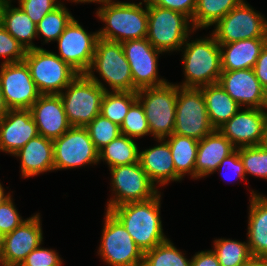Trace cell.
<instances>
[{
    "mask_svg": "<svg viewBox=\"0 0 267 266\" xmlns=\"http://www.w3.org/2000/svg\"><path fill=\"white\" fill-rule=\"evenodd\" d=\"M160 197L161 193H158L149 200L119 205L110 210L143 253L168 239L162 228Z\"/></svg>",
    "mask_w": 267,
    "mask_h": 266,
    "instance_id": "1",
    "label": "cell"
},
{
    "mask_svg": "<svg viewBox=\"0 0 267 266\" xmlns=\"http://www.w3.org/2000/svg\"><path fill=\"white\" fill-rule=\"evenodd\" d=\"M143 1L144 9L142 2L136 4L114 0L100 6L96 15L106 26L98 31L99 38L118 43L147 38L148 5Z\"/></svg>",
    "mask_w": 267,
    "mask_h": 266,
    "instance_id": "2",
    "label": "cell"
},
{
    "mask_svg": "<svg viewBox=\"0 0 267 266\" xmlns=\"http://www.w3.org/2000/svg\"><path fill=\"white\" fill-rule=\"evenodd\" d=\"M59 95L68 122L74 127H86L100 114L101 102L109 91L95 75L79 74Z\"/></svg>",
    "mask_w": 267,
    "mask_h": 266,
    "instance_id": "3",
    "label": "cell"
},
{
    "mask_svg": "<svg viewBox=\"0 0 267 266\" xmlns=\"http://www.w3.org/2000/svg\"><path fill=\"white\" fill-rule=\"evenodd\" d=\"M183 47L185 81L182 87L200 88L218 83L222 73L220 45L214 36L189 42Z\"/></svg>",
    "mask_w": 267,
    "mask_h": 266,
    "instance_id": "4",
    "label": "cell"
},
{
    "mask_svg": "<svg viewBox=\"0 0 267 266\" xmlns=\"http://www.w3.org/2000/svg\"><path fill=\"white\" fill-rule=\"evenodd\" d=\"M23 61L41 95H59L79 75L56 53L41 47L27 50Z\"/></svg>",
    "mask_w": 267,
    "mask_h": 266,
    "instance_id": "5",
    "label": "cell"
},
{
    "mask_svg": "<svg viewBox=\"0 0 267 266\" xmlns=\"http://www.w3.org/2000/svg\"><path fill=\"white\" fill-rule=\"evenodd\" d=\"M178 84L169 82L136 92L143 105L150 134L156 139H165L173 134L175 126Z\"/></svg>",
    "mask_w": 267,
    "mask_h": 266,
    "instance_id": "6",
    "label": "cell"
},
{
    "mask_svg": "<svg viewBox=\"0 0 267 266\" xmlns=\"http://www.w3.org/2000/svg\"><path fill=\"white\" fill-rule=\"evenodd\" d=\"M190 22L191 19L181 12L148 5L147 40L161 52L183 51L180 48L195 30L189 26Z\"/></svg>",
    "mask_w": 267,
    "mask_h": 266,
    "instance_id": "7",
    "label": "cell"
},
{
    "mask_svg": "<svg viewBox=\"0 0 267 266\" xmlns=\"http://www.w3.org/2000/svg\"><path fill=\"white\" fill-rule=\"evenodd\" d=\"M214 130L202 89L178 86L173 133L199 141Z\"/></svg>",
    "mask_w": 267,
    "mask_h": 266,
    "instance_id": "8",
    "label": "cell"
},
{
    "mask_svg": "<svg viewBox=\"0 0 267 266\" xmlns=\"http://www.w3.org/2000/svg\"><path fill=\"white\" fill-rule=\"evenodd\" d=\"M98 254L110 266H142L143 251L123 224L106 210Z\"/></svg>",
    "mask_w": 267,
    "mask_h": 266,
    "instance_id": "9",
    "label": "cell"
},
{
    "mask_svg": "<svg viewBox=\"0 0 267 266\" xmlns=\"http://www.w3.org/2000/svg\"><path fill=\"white\" fill-rule=\"evenodd\" d=\"M95 70L112 91H133L130 65L121 43L98 38L92 63L85 74L94 75Z\"/></svg>",
    "mask_w": 267,
    "mask_h": 266,
    "instance_id": "10",
    "label": "cell"
},
{
    "mask_svg": "<svg viewBox=\"0 0 267 266\" xmlns=\"http://www.w3.org/2000/svg\"><path fill=\"white\" fill-rule=\"evenodd\" d=\"M109 169L115 196L108 201L107 211L119 205L149 200L159 193L139 162Z\"/></svg>",
    "mask_w": 267,
    "mask_h": 266,
    "instance_id": "11",
    "label": "cell"
},
{
    "mask_svg": "<svg viewBox=\"0 0 267 266\" xmlns=\"http://www.w3.org/2000/svg\"><path fill=\"white\" fill-rule=\"evenodd\" d=\"M245 1L215 23L212 34L219 44L267 38V20Z\"/></svg>",
    "mask_w": 267,
    "mask_h": 266,
    "instance_id": "12",
    "label": "cell"
},
{
    "mask_svg": "<svg viewBox=\"0 0 267 266\" xmlns=\"http://www.w3.org/2000/svg\"><path fill=\"white\" fill-rule=\"evenodd\" d=\"M55 170L81 167L99 162V151L85 127L72 126L53 140Z\"/></svg>",
    "mask_w": 267,
    "mask_h": 266,
    "instance_id": "13",
    "label": "cell"
},
{
    "mask_svg": "<svg viewBox=\"0 0 267 266\" xmlns=\"http://www.w3.org/2000/svg\"><path fill=\"white\" fill-rule=\"evenodd\" d=\"M125 57L130 65L133 78V92L167 83L158 78V56L162 52L144 39L128 40L121 43Z\"/></svg>",
    "mask_w": 267,
    "mask_h": 266,
    "instance_id": "14",
    "label": "cell"
},
{
    "mask_svg": "<svg viewBox=\"0 0 267 266\" xmlns=\"http://www.w3.org/2000/svg\"><path fill=\"white\" fill-rule=\"evenodd\" d=\"M0 84L8 109H30L41 95L24 61L1 64Z\"/></svg>",
    "mask_w": 267,
    "mask_h": 266,
    "instance_id": "15",
    "label": "cell"
},
{
    "mask_svg": "<svg viewBox=\"0 0 267 266\" xmlns=\"http://www.w3.org/2000/svg\"><path fill=\"white\" fill-rule=\"evenodd\" d=\"M98 32L89 34L75 18L56 40L58 56L79 74H85L94 57Z\"/></svg>",
    "mask_w": 267,
    "mask_h": 266,
    "instance_id": "16",
    "label": "cell"
},
{
    "mask_svg": "<svg viewBox=\"0 0 267 266\" xmlns=\"http://www.w3.org/2000/svg\"><path fill=\"white\" fill-rule=\"evenodd\" d=\"M40 214L27 218L20 226L3 237L0 247L1 266H19L27 255L42 244Z\"/></svg>",
    "mask_w": 267,
    "mask_h": 266,
    "instance_id": "17",
    "label": "cell"
},
{
    "mask_svg": "<svg viewBox=\"0 0 267 266\" xmlns=\"http://www.w3.org/2000/svg\"><path fill=\"white\" fill-rule=\"evenodd\" d=\"M218 83L241 107L267 109V91L253 69L222 70Z\"/></svg>",
    "mask_w": 267,
    "mask_h": 266,
    "instance_id": "18",
    "label": "cell"
},
{
    "mask_svg": "<svg viewBox=\"0 0 267 266\" xmlns=\"http://www.w3.org/2000/svg\"><path fill=\"white\" fill-rule=\"evenodd\" d=\"M267 109L248 108L239 110L218 130L236 147H250L261 144Z\"/></svg>",
    "mask_w": 267,
    "mask_h": 266,
    "instance_id": "19",
    "label": "cell"
},
{
    "mask_svg": "<svg viewBox=\"0 0 267 266\" xmlns=\"http://www.w3.org/2000/svg\"><path fill=\"white\" fill-rule=\"evenodd\" d=\"M38 134L30 109H8L0 120V150L15 154Z\"/></svg>",
    "mask_w": 267,
    "mask_h": 266,
    "instance_id": "20",
    "label": "cell"
},
{
    "mask_svg": "<svg viewBox=\"0 0 267 266\" xmlns=\"http://www.w3.org/2000/svg\"><path fill=\"white\" fill-rule=\"evenodd\" d=\"M30 111L37 126L38 134L54 140L72 126L68 122L60 95H40Z\"/></svg>",
    "mask_w": 267,
    "mask_h": 266,
    "instance_id": "21",
    "label": "cell"
},
{
    "mask_svg": "<svg viewBox=\"0 0 267 266\" xmlns=\"http://www.w3.org/2000/svg\"><path fill=\"white\" fill-rule=\"evenodd\" d=\"M237 148L218 130L199 140L195 162V178H201L216 172L225 157Z\"/></svg>",
    "mask_w": 267,
    "mask_h": 266,
    "instance_id": "22",
    "label": "cell"
},
{
    "mask_svg": "<svg viewBox=\"0 0 267 266\" xmlns=\"http://www.w3.org/2000/svg\"><path fill=\"white\" fill-rule=\"evenodd\" d=\"M13 156H18L21 160L22 178L55 170L53 140L41 135L29 140Z\"/></svg>",
    "mask_w": 267,
    "mask_h": 266,
    "instance_id": "23",
    "label": "cell"
},
{
    "mask_svg": "<svg viewBox=\"0 0 267 266\" xmlns=\"http://www.w3.org/2000/svg\"><path fill=\"white\" fill-rule=\"evenodd\" d=\"M160 145L139 151V163L149 179L160 187L175 181V167L171 149L165 139H157Z\"/></svg>",
    "mask_w": 267,
    "mask_h": 266,
    "instance_id": "24",
    "label": "cell"
},
{
    "mask_svg": "<svg viewBox=\"0 0 267 266\" xmlns=\"http://www.w3.org/2000/svg\"><path fill=\"white\" fill-rule=\"evenodd\" d=\"M267 38H254L219 44L222 70L253 69Z\"/></svg>",
    "mask_w": 267,
    "mask_h": 266,
    "instance_id": "25",
    "label": "cell"
},
{
    "mask_svg": "<svg viewBox=\"0 0 267 266\" xmlns=\"http://www.w3.org/2000/svg\"><path fill=\"white\" fill-rule=\"evenodd\" d=\"M248 240L252 257L267 258V197L251 192Z\"/></svg>",
    "mask_w": 267,
    "mask_h": 266,
    "instance_id": "26",
    "label": "cell"
},
{
    "mask_svg": "<svg viewBox=\"0 0 267 266\" xmlns=\"http://www.w3.org/2000/svg\"><path fill=\"white\" fill-rule=\"evenodd\" d=\"M202 89L209 120L214 129L229 121L241 106L222 88L219 83L200 87Z\"/></svg>",
    "mask_w": 267,
    "mask_h": 266,
    "instance_id": "27",
    "label": "cell"
},
{
    "mask_svg": "<svg viewBox=\"0 0 267 266\" xmlns=\"http://www.w3.org/2000/svg\"><path fill=\"white\" fill-rule=\"evenodd\" d=\"M0 23L26 50L40 48L32 43L37 37L36 24L20 6L11 7V0H6L2 7Z\"/></svg>",
    "mask_w": 267,
    "mask_h": 266,
    "instance_id": "28",
    "label": "cell"
},
{
    "mask_svg": "<svg viewBox=\"0 0 267 266\" xmlns=\"http://www.w3.org/2000/svg\"><path fill=\"white\" fill-rule=\"evenodd\" d=\"M166 138H168L166 140L171 149L175 167V181L183 179L186 173L195 178V162L199 141L174 133Z\"/></svg>",
    "mask_w": 267,
    "mask_h": 266,
    "instance_id": "29",
    "label": "cell"
},
{
    "mask_svg": "<svg viewBox=\"0 0 267 266\" xmlns=\"http://www.w3.org/2000/svg\"><path fill=\"white\" fill-rule=\"evenodd\" d=\"M139 151L132 138L121 134L99 150V161H105L109 168L137 163Z\"/></svg>",
    "mask_w": 267,
    "mask_h": 266,
    "instance_id": "30",
    "label": "cell"
},
{
    "mask_svg": "<svg viewBox=\"0 0 267 266\" xmlns=\"http://www.w3.org/2000/svg\"><path fill=\"white\" fill-rule=\"evenodd\" d=\"M244 0H197L196 9L190 25L193 28H208L222 19Z\"/></svg>",
    "mask_w": 267,
    "mask_h": 266,
    "instance_id": "31",
    "label": "cell"
},
{
    "mask_svg": "<svg viewBox=\"0 0 267 266\" xmlns=\"http://www.w3.org/2000/svg\"><path fill=\"white\" fill-rule=\"evenodd\" d=\"M136 100L137 94L133 91H106L101 102L100 114L121 126L129 108Z\"/></svg>",
    "mask_w": 267,
    "mask_h": 266,
    "instance_id": "32",
    "label": "cell"
},
{
    "mask_svg": "<svg viewBox=\"0 0 267 266\" xmlns=\"http://www.w3.org/2000/svg\"><path fill=\"white\" fill-rule=\"evenodd\" d=\"M220 266H242L251 258L249 244L230 239H215L214 250Z\"/></svg>",
    "mask_w": 267,
    "mask_h": 266,
    "instance_id": "33",
    "label": "cell"
},
{
    "mask_svg": "<svg viewBox=\"0 0 267 266\" xmlns=\"http://www.w3.org/2000/svg\"><path fill=\"white\" fill-rule=\"evenodd\" d=\"M191 261L167 239L144 252L142 266H191Z\"/></svg>",
    "mask_w": 267,
    "mask_h": 266,
    "instance_id": "34",
    "label": "cell"
},
{
    "mask_svg": "<svg viewBox=\"0 0 267 266\" xmlns=\"http://www.w3.org/2000/svg\"><path fill=\"white\" fill-rule=\"evenodd\" d=\"M62 3L53 11L47 13L39 23L36 24L37 36L42 35L46 43L56 41L64 32V29L74 19L71 13Z\"/></svg>",
    "mask_w": 267,
    "mask_h": 266,
    "instance_id": "35",
    "label": "cell"
},
{
    "mask_svg": "<svg viewBox=\"0 0 267 266\" xmlns=\"http://www.w3.org/2000/svg\"><path fill=\"white\" fill-rule=\"evenodd\" d=\"M85 128L98 151L121 135L120 126L101 114L96 116Z\"/></svg>",
    "mask_w": 267,
    "mask_h": 266,
    "instance_id": "36",
    "label": "cell"
},
{
    "mask_svg": "<svg viewBox=\"0 0 267 266\" xmlns=\"http://www.w3.org/2000/svg\"><path fill=\"white\" fill-rule=\"evenodd\" d=\"M120 129L122 135L130 138H138L150 134L143 105L138 99L129 108Z\"/></svg>",
    "mask_w": 267,
    "mask_h": 266,
    "instance_id": "37",
    "label": "cell"
},
{
    "mask_svg": "<svg viewBox=\"0 0 267 266\" xmlns=\"http://www.w3.org/2000/svg\"><path fill=\"white\" fill-rule=\"evenodd\" d=\"M239 156L246 174L267 179V150L261 145L240 147Z\"/></svg>",
    "mask_w": 267,
    "mask_h": 266,
    "instance_id": "38",
    "label": "cell"
},
{
    "mask_svg": "<svg viewBox=\"0 0 267 266\" xmlns=\"http://www.w3.org/2000/svg\"><path fill=\"white\" fill-rule=\"evenodd\" d=\"M27 50L0 23V56L3 64L18 63L24 60Z\"/></svg>",
    "mask_w": 267,
    "mask_h": 266,
    "instance_id": "39",
    "label": "cell"
},
{
    "mask_svg": "<svg viewBox=\"0 0 267 266\" xmlns=\"http://www.w3.org/2000/svg\"><path fill=\"white\" fill-rule=\"evenodd\" d=\"M24 221L25 219L23 220L19 215L10 193L7 194L0 201V231L3 235L10 233Z\"/></svg>",
    "mask_w": 267,
    "mask_h": 266,
    "instance_id": "40",
    "label": "cell"
},
{
    "mask_svg": "<svg viewBox=\"0 0 267 266\" xmlns=\"http://www.w3.org/2000/svg\"><path fill=\"white\" fill-rule=\"evenodd\" d=\"M58 0H18L19 6L35 23H39L41 19L49 12L57 8L61 3Z\"/></svg>",
    "mask_w": 267,
    "mask_h": 266,
    "instance_id": "41",
    "label": "cell"
},
{
    "mask_svg": "<svg viewBox=\"0 0 267 266\" xmlns=\"http://www.w3.org/2000/svg\"><path fill=\"white\" fill-rule=\"evenodd\" d=\"M62 260L55 250L42 248L32 250L19 266H62Z\"/></svg>",
    "mask_w": 267,
    "mask_h": 266,
    "instance_id": "42",
    "label": "cell"
},
{
    "mask_svg": "<svg viewBox=\"0 0 267 266\" xmlns=\"http://www.w3.org/2000/svg\"><path fill=\"white\" fill-rule=\"evenodd\" d=\"M230 169L232 170L233 172V175L234 178H241L243 180H245V176H246V173H245V170H244V165H243V161L241 160L240 156H239V148H237L233 153H231L230 155H228L227 157L224 158V160L218 165V168L216 169L217 170H220L221 169ZM228 169V170H229ZM223 171V170H222ZM231 172V173H232ZM220 175L225 179H228V181H232L233 180V177H231V175H229V173L226 174L225 172V175L223 176L222 173L220 172Z\"/></svg>",
    "mask_w": 267,
    "mask_h": 266,
    "instance_id": "43",
    "label": "cell"
},
{
    "mask_svg": "<svg viewBox=\"0 0 267 266\" xmlns=\"http://www.w3.org/2000/svg\"><path fill=\"white\" fill-rule=\"evenodd\" d=\"M147 5H155L165 9L181 12L192 19L197 0H145Z\"/></svg>",
    "mask_w": 267,
    "mask_h": 266,
    "instance_id": "44",
    "label": "cell"
},
{
    "mask_svg": "<svg viewBox=\"0 0 267 266\" xmlns=\"http://www.w3.org/2000/svg\"><path fill=\"white\" fill-rule=\"evenodd\" d=\"M253 70L261 86L267 91V44L262 49Z\"/></svg>",
    "mask_w": 267,
    "mask_h": 266,
    "instance_id": "45",
    "label": "cell"
},
{
    "mask_svg": "<svg viewBox=\"0 0 267 266\" xmlns=\"http://www.w3.org/2000/svg\"><path fill=\"white\" fill-rule=\"evenodd\" d=\"M191 266H220L213 250L201 251L191 258Z\"/></svg>",
    "mask_w": 267,
    "mask_h": 266,
    "instance_id": "46",
    "label": "cell"
},
{
    "mask_svg": "<svg viewBox=\"0 0 267 266\" xmlns=\"http://www.w3.org/2000/svg\"><path fill=\"white\" fill-rule=\"evenodd\" d=\"M242 266H267V258L252 257Z\"/></svg>",
    "mask_w": 267,
    "mask_h": 266,
    "instance_id": "47",
    "label": "cell"
},
{
    "mask_svg": "<svg viewBox=\"0 0 267 266\" xmlns=\"http://www.w3.org/2000/svg\"><path fill=\"white\" fill-rule=\"evenodd\" d=\"M8 108L5 105L0 84V120L6 115Z\"/></svg>",
    "mask_w": 267,
    "mask_h": 266,
    "instance_id": "48",
    "label": "cell"
},
{
    "mask_svg": "<svg viewBox=\"0 0 267 266\" xmlns=\"http://www.w3.org/2000/svg\"><path fill=\"white\" fill-rule=\"evenodd\" d=\"M260 145L267 150V117L264 123L263 138Z\"/></svg>",
    "mask_w": 267,
    "mask_h": 266,
    "instance_id": "49",
    "label": "cell"
},
{
    "mask_svg": "<svg viewBox=\"0 0 267 266\" xmlns=\"http://www.w3.org/2000/svg\"><path fill=\"white\" fill-rule=\"evenodd\" d=\"M70 1H72V2H75V3H79V2H81V3H89V2H96V3H102V5L103 4H106L107 2H110V1H112V0H70Z\"/></svg>",
    "mask_w": 267,
    "mask_h": 266,
    "instance_id": "50",
    "label": "cell"
},
{
    "mask_svg": "<svg viewBox=\"0 0 267 266\" xmlns=\"http://www.w3.org/2000/svg\"><path fill=\"white\" fill-rule=\"evenodd\" d=\"M4 192V188L0 183V201L6 196Z\"/></svg>",
    "mask_w": 267,
    "mask_h": 266,
    "instance_id": "51",
    "label": "cell"
},
{
    "mask_svg": "<svg viewBox=\"0 0 267 266\" xmlns=\"http://www.w3.org/2000/svg\"><path fill=\"white\" fill-rule=\"evenodd\" d=\"M6 0H0V22H1V11H2V7L4 5Z\"/></svg>",
    "mask_w": 267,
    "mask_h": 266,
    "instance_id": "52",
    "label": "cell"
},
{
    "mask_svg": "<svg viewBox=\"0 0 267 266\" xmlns=\"http://www.w3.org/2000/svg\"><path fill=\"white\" fill-rule=\"evenodd\" d=\"M3 237H4V235H3L2 232L0 231V247H1L2 242H3Z\"/></svg>",
    "mask_w": 267,
    "mask_h": 266,
    "instance_id": "53",
    "label": "cell"
}]
</instances>
